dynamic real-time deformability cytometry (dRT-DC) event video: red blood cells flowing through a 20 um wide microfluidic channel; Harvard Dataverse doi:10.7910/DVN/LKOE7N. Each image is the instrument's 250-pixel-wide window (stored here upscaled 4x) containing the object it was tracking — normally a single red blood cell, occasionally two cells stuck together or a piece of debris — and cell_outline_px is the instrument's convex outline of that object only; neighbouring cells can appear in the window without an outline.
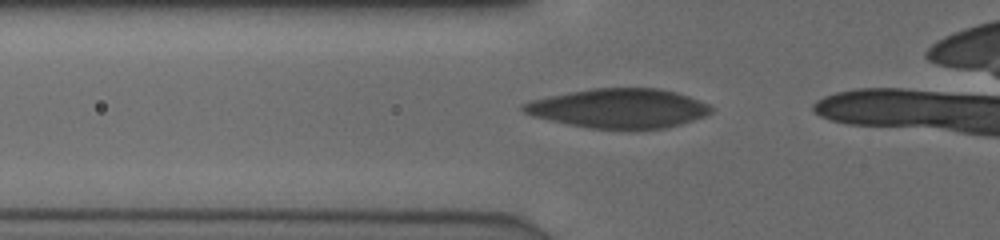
{"species": "human", "species_latin": "Homo sapiens", "temperature_condition": "cold", "stored_images_in_passage": 7, "camera_frame_rate_fps": 3000, "um_per_image_px": 0.085, "donor": {"sex": "male"}, "frame": {"image": 1, "passage_image": 2, "time_ms": 0.333, "image_size_px": [1000, 240], "cell_outline_px": [[712, 112], [704, 116], [680, 124], [664, 128], [588, 128], [548, 120], [532, 116], [524, 112], [520, 108], [520, 104], [532, 100], [548, 96], [592, 88], [660, 88], [676, 92], [688, 96], [708, 104], [712, 108]], "centroid_in_image_um": [52.56, 9.2], "position_along_channel_um": 73.2, "area_um2": 42.77}}
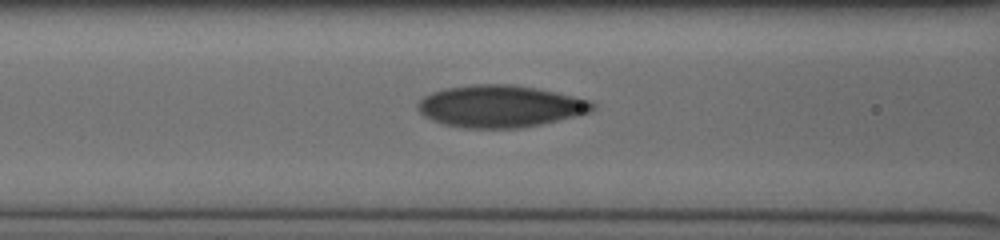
{"frame": {"image": 2, "passage_image": 6, "time_ms": 1.667, "image_size_px": [1000, 240], "cell_outline_px": [[596, 104], [588, 112], [576, 116], [540, 124], [516, 128], [464, 128], [444, 124], [432, 120], [424, 116], [420, 112], [420, 100], [424, 96], [432, 92], [444, 88], [472, 84], [512, 84], [536, 88], [556, 92], [588, 100]], "centroid_in_image_um": [42.49, 9.02], "position_along_channel_um": 124.1, "area_um2": 42.43}}